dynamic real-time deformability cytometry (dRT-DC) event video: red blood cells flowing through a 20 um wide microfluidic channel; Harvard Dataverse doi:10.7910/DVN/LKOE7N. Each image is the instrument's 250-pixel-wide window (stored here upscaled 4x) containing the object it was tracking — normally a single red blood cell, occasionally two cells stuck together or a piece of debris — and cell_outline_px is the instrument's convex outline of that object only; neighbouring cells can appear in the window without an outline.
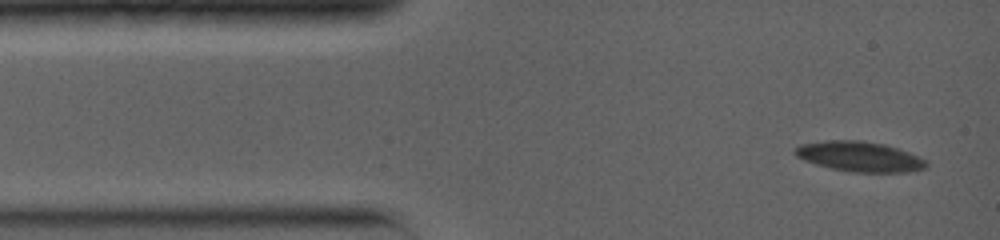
{"species": "common noctule bat (a hibernating species)", "species_latin": "Nyctalus noctula", "temperature_condition": "warm", "stored_images_in_passage": 27, "camera_frame_rate_fps": 5000, "um_per_image_px": 0.085, "animal": {"sex": "female", "body_mass_g": 19.0, "forearm_length_mm": 56.7}, "frame": {"image": 1, "passage_image": 1, "time_ms": 0.0, "image_size_px": [1000, 240], "cell_outline_px": [[928, 168], [908, 172], [852, 172], [832, 168], [816, 164], [804, 160], [796, 156], [792, 152], [800, 144], [824, 140], [864, 140], [884, 144], [908, 152], [928, 160]], "centroid_in_image_um": [73.08, 13.3], "position_along_channel_um": 11.9, "area_um2": 23.18}}
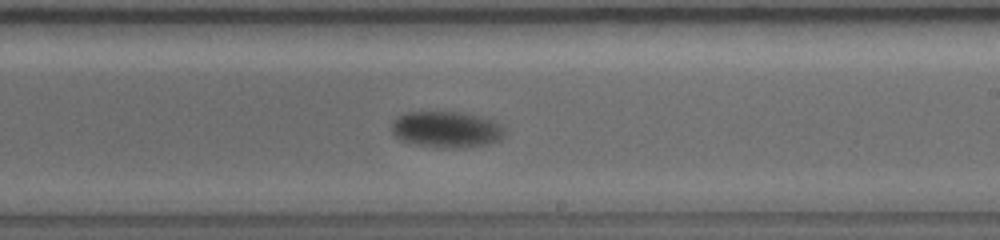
{"frame": {"image": 2, "passage_image": 14, "time_ms": 7.8, "image_size_px": [1000, 240], "cell_outline_px": [[504, 136], [500, 140], [488, 144], [456, 148], [440, 148], [416, 144], [400, 140], [392, 132], [392, 120], [396, 116], [408, 112], [460, 112], [480, 116], [492, 120], [500, 124], [504, 128]], "centroid_in_image_um": [37.94, 11.0], "position_along_channel_um": 251.1, "area_um2": 23.99}}
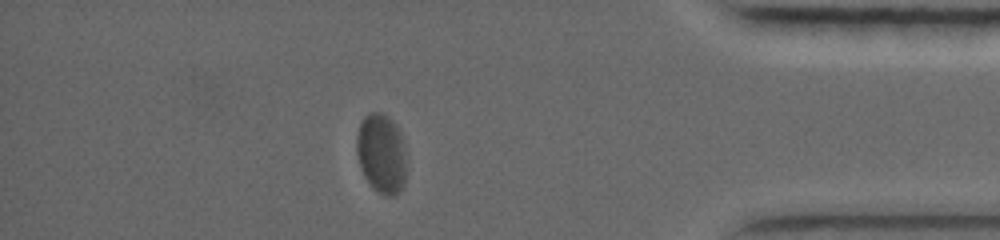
{"frame": {"image": 3, "passage_image": 24, "time_ms": 12.6, "image_size_px": [1000, 240], "cell_outline_px": [[408, 168], [404, 184], [392, 196], [388, 196], [372, 188], [364, 176], [360, 168], [356, 152], [356, 136], [360, 124], [364, 116], [368, 112], [384, 112], [396, 124], [400, 132], [404, 144]], "centroid_in_image_um": [32.43, 13.02], "position_along_channel_um": 402.8, "area_um2": 23.64}, "authors_computed_cell_mechanics": {"area_um2": 23.987, "velocity_mm_per_s": 3.8466, "shape_relaxation_time_tau1_ms": 3.5492, "shape_relaxation_time_tau2_ms": null, "deformation_change_tau1": 0.127, "deformation_change_tau2": null}}